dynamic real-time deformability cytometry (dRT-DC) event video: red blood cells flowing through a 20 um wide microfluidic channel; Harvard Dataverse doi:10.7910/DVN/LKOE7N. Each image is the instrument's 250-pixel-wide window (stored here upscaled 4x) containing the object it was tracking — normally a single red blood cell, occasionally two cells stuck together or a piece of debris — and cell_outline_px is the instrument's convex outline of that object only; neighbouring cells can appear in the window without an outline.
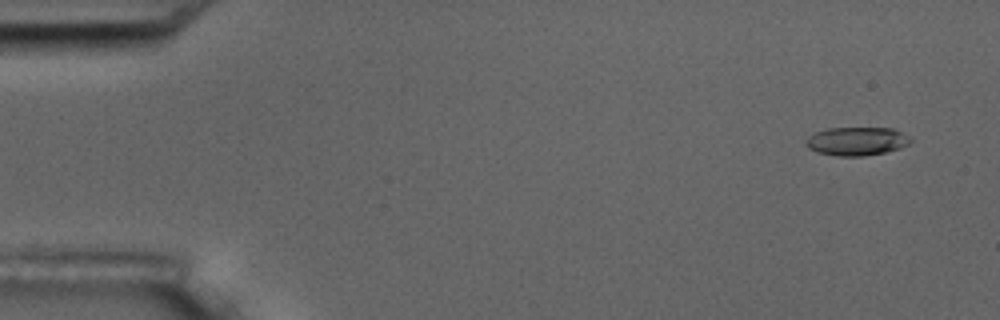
{"species": "common noctule bat (a hibernating species)", "species_latin": "Nyctalus noctula", "temperature_condition": "room temperature", "stored_images_in_passage": 4, "camera_frame_rate_fps": 3000, "um_per_image_px": 0.085, "animal": {"sex": "male", "body_mass_g": 17.5, "forearm_length_mm": 52.3}, "frame": {"image": 1, "passage_image": 1, "time_ms": 0.0, "image_size_px": [1000, 320], "cell_outline_px": [[912, 140], [908, 144], [900, 148], [884, 152], [864, 156], [836, 156], [816, 152], [808, 148], [804, 144], [804, 140], [808, 136], [816, 132], [828, 128], [892, 128], [908, 136]], "centroid_in_image_um": [72.76, 12.01], "position_along_channel_um": 12.2, "area_um2": 17.4}}
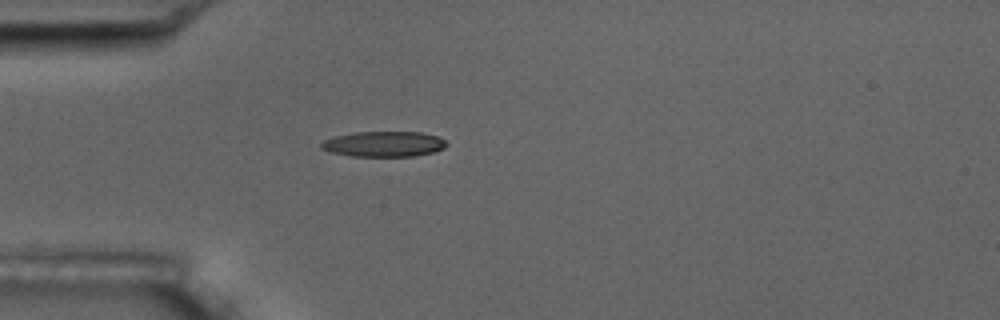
{"frame": {"image": 2, "passage_image": 4, "time_ms": 4.333, "image_size_px": [1000, 320], "cell_outline_px": [[448, 144], [444, 148], [432, 152], [412, 156], [352, 156], [332, 152], [320, 148], [320, 144], [324, 140], [332, 136], [352, 132], [420, 132], [440, 136]], "centroid_in_image_um": [32.61, 12.23], "position_along_channel_um": 52.4, "area_um2": 18.61}}